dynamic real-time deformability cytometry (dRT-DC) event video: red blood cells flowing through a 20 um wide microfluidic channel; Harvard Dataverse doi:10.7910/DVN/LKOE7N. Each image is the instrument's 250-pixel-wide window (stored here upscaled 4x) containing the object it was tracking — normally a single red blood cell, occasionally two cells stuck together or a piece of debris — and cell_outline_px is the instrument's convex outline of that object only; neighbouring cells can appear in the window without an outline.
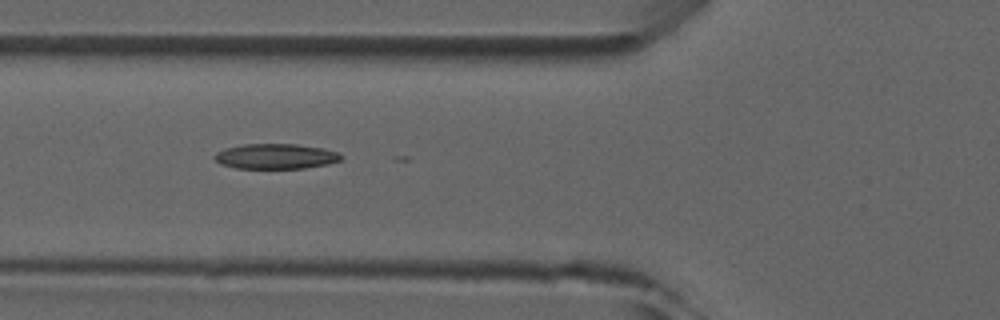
{"species": "common noctule bat (a hibernating species)", "species_latin": "Nyctalus noctula", "temperature_condition": "room temperature", "stored_images_in_passage": 4, "camera_frame_rate_fps": 3000, "um_per_image_px": 0.085, "animal": {"sex": "male", "forearm_length_mm": 52.5}, "frame": {"image": 1, "passage_image": 2, "time_ms": 1.0, "image_size_px": [1000, 320], "cell_outline_px": [[344, 156], [340, 160], [328, 164], [304, 168], [236, 168], [220, 164], [212, 156], [216, 152], [224, 148], [244, 144], [296, 144], [324, 148], [340, 152]], "centroid_in_image_um": [23.45, 13.28], "position_along_channel_um": 102.4, "area_um2": 18.73}}
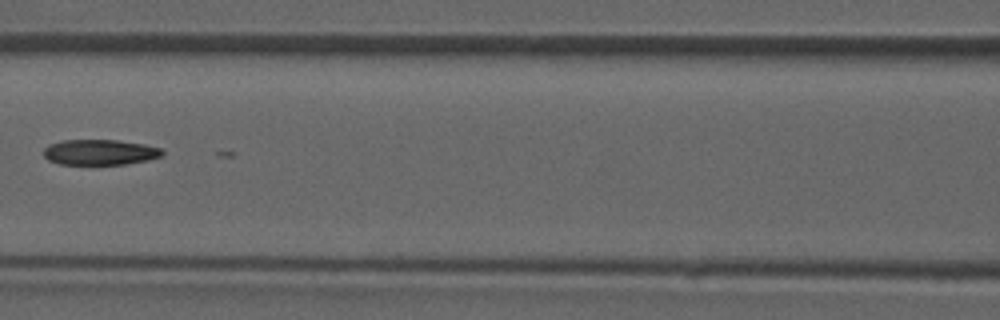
{"frame": {"image": 2, "passage_image": 3, "time_ms": 2.333, "image_size_px": [1000, 320], "cell_outline_px": [[164, 152], [160, 156], [148, 160], [128, 164], [60, 164], [48, 160], [44, 156], [44, 148], [48, 144], [64, 140], [116, 140], [144, 144], [160, 148]], "centroid_in_image_um": [8.47, 12.94], "position_along_channel_um": 158.1, "area_um2": 17.57}}